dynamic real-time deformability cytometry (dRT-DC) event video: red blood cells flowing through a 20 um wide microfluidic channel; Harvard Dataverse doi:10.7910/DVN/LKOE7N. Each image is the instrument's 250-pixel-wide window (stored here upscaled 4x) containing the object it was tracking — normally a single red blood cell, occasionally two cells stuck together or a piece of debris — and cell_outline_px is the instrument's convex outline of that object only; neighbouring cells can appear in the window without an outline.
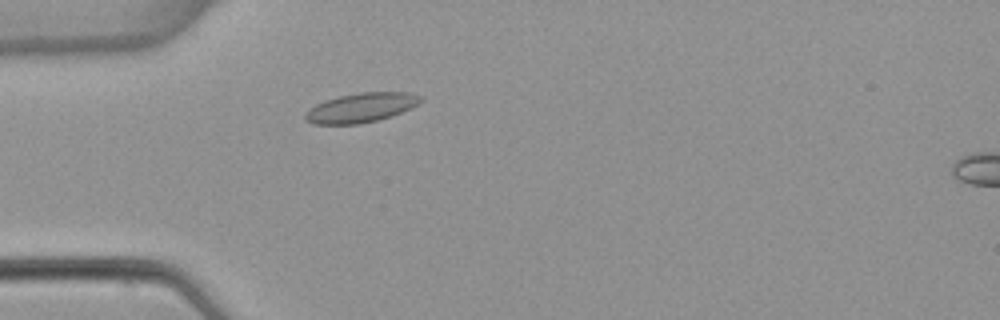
{"species": "common noctule bat (a hibernating species)", "species_latin": "Nyctalus noctula", "temperature_condition": "warm", "stored_images_in_passage": 3, "camera_frame_rate_fps": 3000, "um_per_image_px": 0.085, "animal": {"sex": "female", "body_mass_g": 22.7, "forearm_length_mm": 54.2}, "frame": {"image": 1, "passage_image": 2, "time_ms": 2.0, "image_size_px": [1000, 320], "cell_outline_px": [[424, 100], [412, 108], [392, 116], [376, 120], [356, 124], [312, 124], [304, 120], [304, 116], [316, 104], [324, 100], [340, 96], [360, 92], [408, 92], [420, 96]], "centroid_in_image_um": [30.72, 9.15], "position_along_channel_um": 54.3, "area_um2": 19.71}}